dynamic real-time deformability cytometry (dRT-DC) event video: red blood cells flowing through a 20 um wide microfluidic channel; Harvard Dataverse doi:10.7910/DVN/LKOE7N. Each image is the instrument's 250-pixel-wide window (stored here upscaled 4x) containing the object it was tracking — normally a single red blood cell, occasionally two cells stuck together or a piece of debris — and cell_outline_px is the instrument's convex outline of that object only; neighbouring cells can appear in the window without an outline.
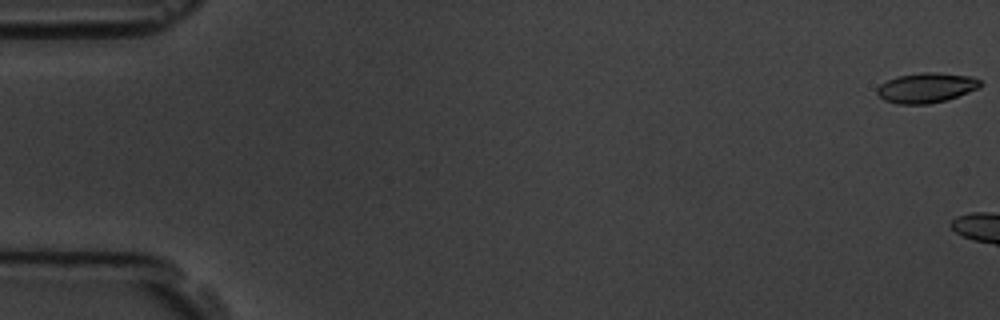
{"species": "common noctule bat (a hibernating species)", "species_latin": "Nyctalus noctula", "temperature_condition": "room temperature", "stored_images_in_passage": 5, "camera_frame_rate_fps": 3000, "um_per_image_px": 0.085, "animal": {"sex": "male", "body_mass_g": 19.5, "forearm_length_mm": 54.6}, "frame": {"image": 1, "passage_image": 1, "time_ms": 0.0, "image_size_px": [1000, 320], "cell_outline_px": [[984, 84], [980, 88], [948, 100], [928, 104], [896, 104], [884, 100], [876, 92], [876, 88], [880, 84], [896, 76], [920, 72], [936, 72], [972, 76], [980, 80]], "centroid_in_image_um": [78.76, 7.46], "position_along_channel_um": 6.2, "area_um2": 18.38}}